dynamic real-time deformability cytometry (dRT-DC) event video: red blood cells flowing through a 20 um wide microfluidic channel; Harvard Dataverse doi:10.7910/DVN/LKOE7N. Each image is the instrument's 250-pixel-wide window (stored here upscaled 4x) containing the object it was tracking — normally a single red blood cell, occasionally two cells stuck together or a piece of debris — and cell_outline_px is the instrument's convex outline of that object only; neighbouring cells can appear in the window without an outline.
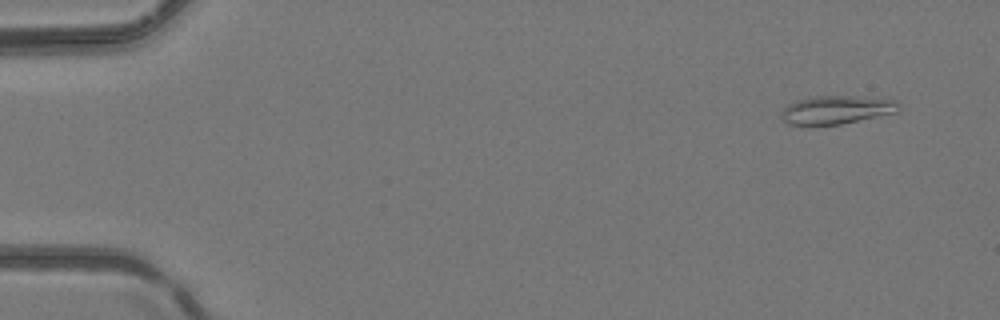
{"species": "common noctule bat (a hibernating species)", "species_latin": "Nyctalus noctula", "temperature_condition": "room temperature", "stored_images_in_passage": 47, "camera_frame_rate_fps": 3000, "um_per_image_px": 0.085, "animal": {"sex": "female", "body_mass_g": 24.6, "forearm_length_mm": 56.2}, "frame": {"image": 1, "passage_image": 3, "time_ms": 0.667, "image_size_px": [1000, 320], "cell_outline_px": [[900, 108], [896, 112], [840, 124], [812, 128], [800, 128], [788, 124], [780, 116], [780, 112], [788, 104], [796, 100], [816, 96], [856, 96], [896, 100], [900, 104]], "centroid_in_image_um": [70.99, 9.38], "position_along_channel_um": 14.0, "area_um2": 20.06}}
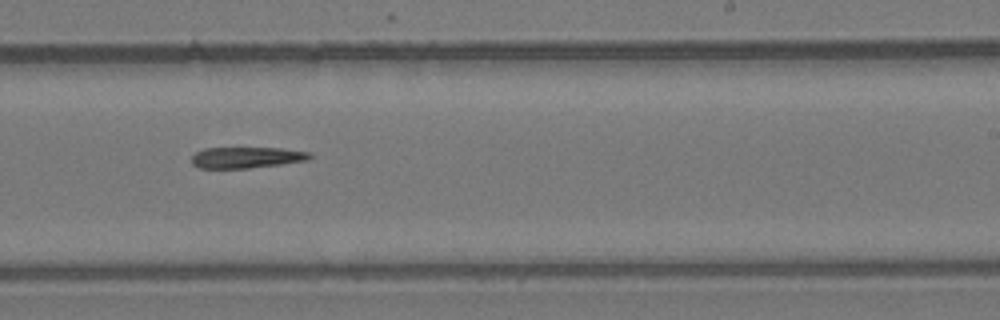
{"frame": {"image": 2, "passage_image": 29, "time_ms": 9.333, "image_size_px": [1000, 320], "cell_outline_px": [[312, 156], [308, 160], [280, 164], [248, 168], [196, 168], [192, 164], [192, 156], [196, 152], [204, 148], [280, 148], [312, 152]], "centroid_in_image_um": [20.95, 13.38], "position_along_channel_um": 268.1, "area_um2": 14.57}}
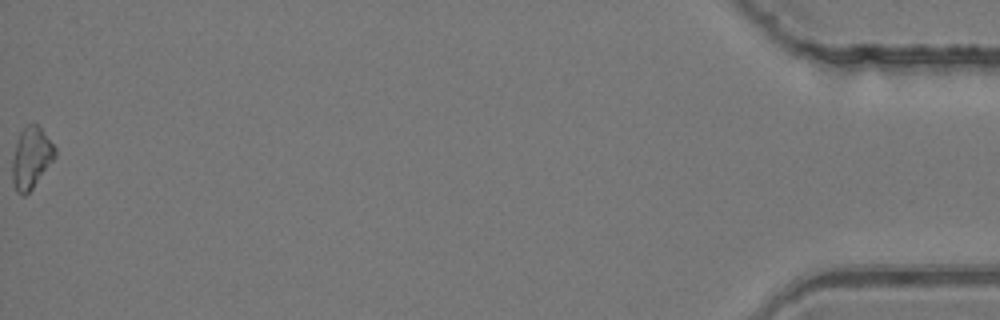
{"frame": {"image": 3, "passage_image": 47, "time_ms": 15.333, "image_size_px": [1000, 320], "cell_outline_px": [[56, 156], [32, 188], [24, 196], [16, 192], [12, 184], [12, 156], [16, 140], [20, 132], [28, 124], [36, 124], [40, 128], [56, 148]], "centroid_in_image_um": [2.62, 13.43], "position_along_channel_um": 432.6, "area_um2": 15.2}}